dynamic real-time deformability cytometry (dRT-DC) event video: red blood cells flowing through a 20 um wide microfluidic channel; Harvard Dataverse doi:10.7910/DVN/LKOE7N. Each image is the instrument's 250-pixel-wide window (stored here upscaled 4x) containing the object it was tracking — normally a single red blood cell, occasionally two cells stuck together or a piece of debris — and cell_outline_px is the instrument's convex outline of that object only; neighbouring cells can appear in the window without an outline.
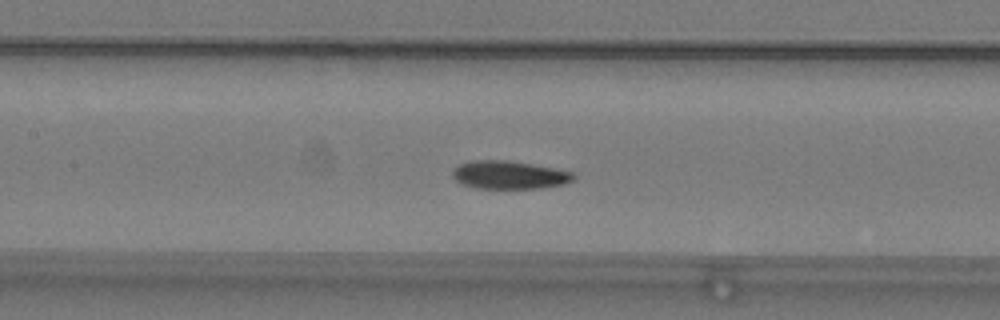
{"species": "common noctule bat (a hibernating species)", "species_latin": "Nyctalus noctula", "temperature_condition": "warm", "stored_images_in_passage": 53, "segment_of_instrument_passage": [1, 2], "camera_frame_rate_fps": 3000, "um_per_image_px": 0.085, "animal": {"sex": "male", "body_mass_g": 19.2, "forearm_length_mm": 51.8}, "frame": {"image": 1, "passage_image": 23, "time_ms": 7.333, "image_size_px": [1000, 320], "cell_outline_px": [[576, 180], [564, 184], [544, 188], [476, 188], [460, 184], [452, 176], [452, 168], [460, 164], [472, 160], [508, 160], [556, 168], [572, 172], [576, 176]], "centroid_in_image_um": [43.29, 14.87], "position_along_channel_um": 164.1, "area_um2": 20.11}}
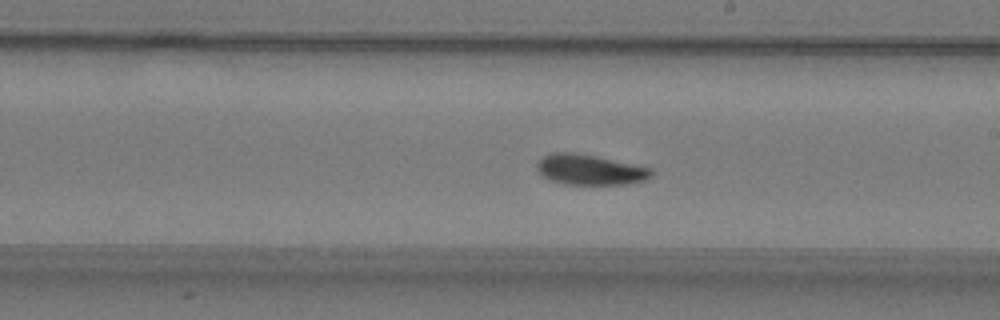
{"frame": {"image": 2, "passage_image": 29, "time_ms": 9.333, "image_size_px": [1000, 320], "cell_outline_px": [[652, 176], [644, 180], [628, 184], [564, 184], [552, 180], [544, 176], [536, 168], [536, 164], [544, 156], [552, 152], [572, 152], [596, 156], [652, 168]], "centroid_in_image_um": [50.15, 14.42], "position_along_channel_um": 238.8, "area_um2": 20.06}}
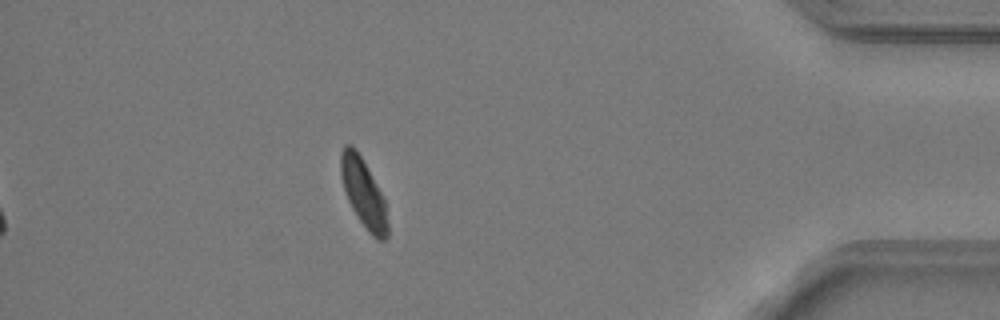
{"frame": {"image": 3, "passage_image": 46, "time_ms": 15.0, "image_size_px": [1000, 320], "cell_outline_px": [[388, 236], [384, 240], [376, 240], [368, 232], [352, 208], [348, 200], [340, 176], [340, 152], [344, 144], [352, 144], [356, 148], [376, 184], [384, 200], [388, 220]], "centroid_in_image_um": [30.88, 16.4], "position_along_channel_um": 404.3, "area_um2": 18.61}}